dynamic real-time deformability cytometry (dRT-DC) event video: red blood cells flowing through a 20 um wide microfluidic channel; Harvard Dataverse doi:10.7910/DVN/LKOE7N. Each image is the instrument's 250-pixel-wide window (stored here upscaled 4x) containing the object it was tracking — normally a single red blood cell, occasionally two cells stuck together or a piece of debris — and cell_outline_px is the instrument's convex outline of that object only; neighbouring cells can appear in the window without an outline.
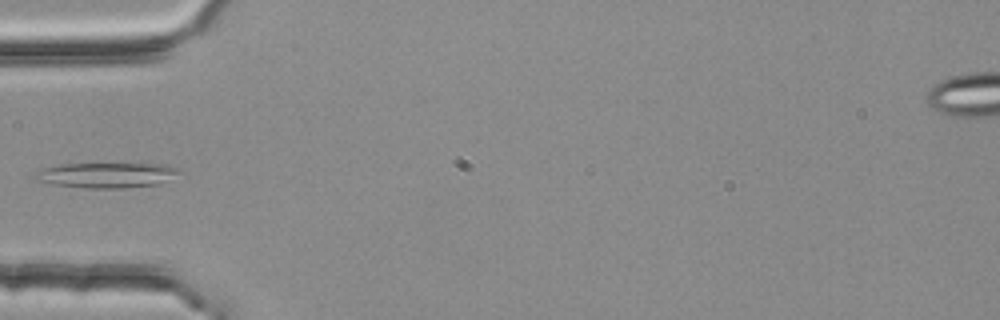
{"species": "common noctule bat (a hibernating species)", "species_latin": "Nyctalus noctula", "temperature_condition": "room temperature", "stored_images_in_passage": 4, "camera_frame_rate_fps": 3000, "um_per_image_px": 0.085, "animal": {"sex": "female", "body_mass_g": 25.1}, "frame": {"image": 1, "passage_image": 4, "time_ms": 1.0, "image_size_px": [1000, 320], "cell_outline_px": [[184, 172], [160, 184], [128, 188], [84, 188], [52, 184], [32, 180], [32, 176], [44, 168], [60, 164], [168, 164], [180, 168]], "centroid_in_image_um": [9.11, 14.89], "position_along_channel_um": 75.9, "area_um2": 21.56}}